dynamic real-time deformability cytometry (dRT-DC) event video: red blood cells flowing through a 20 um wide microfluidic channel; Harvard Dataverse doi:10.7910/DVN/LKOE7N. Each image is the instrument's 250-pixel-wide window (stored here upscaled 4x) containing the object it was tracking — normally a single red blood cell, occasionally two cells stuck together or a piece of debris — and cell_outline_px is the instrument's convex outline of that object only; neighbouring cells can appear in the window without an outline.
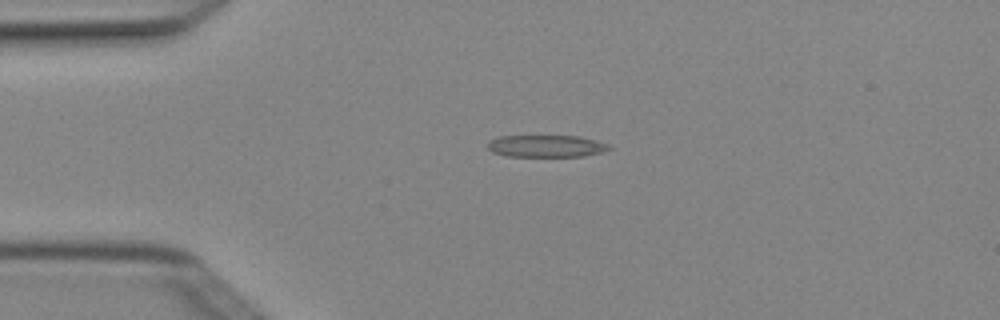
{"species": "Egyptian fruit bat (a non-hibernating species)", "species_latin": "Rousettus aegyptiacus", "temperature_condition": "cold", "stored_images_in_passage": 2, "camera_frame_rate_fps": 3000, "um_per_image_px": 0.085, "animal": {"sex": "female"}, "frame": {"image": 1, "passage_image": 1, "time_ms": 0.0, "image_size_px": [1000, 320], "cell_outline_px": [[612, 148], [604, 152], [584, 156], [508, 156], [492, 152], [488, 148], [488, 140], [500, 136], [580, 136], [596, 140], [608, 144]], "centroid_in_image_um": [46.45, 12.41], "position_along_channel_um": 38.6, "area_um2": 15.66}}